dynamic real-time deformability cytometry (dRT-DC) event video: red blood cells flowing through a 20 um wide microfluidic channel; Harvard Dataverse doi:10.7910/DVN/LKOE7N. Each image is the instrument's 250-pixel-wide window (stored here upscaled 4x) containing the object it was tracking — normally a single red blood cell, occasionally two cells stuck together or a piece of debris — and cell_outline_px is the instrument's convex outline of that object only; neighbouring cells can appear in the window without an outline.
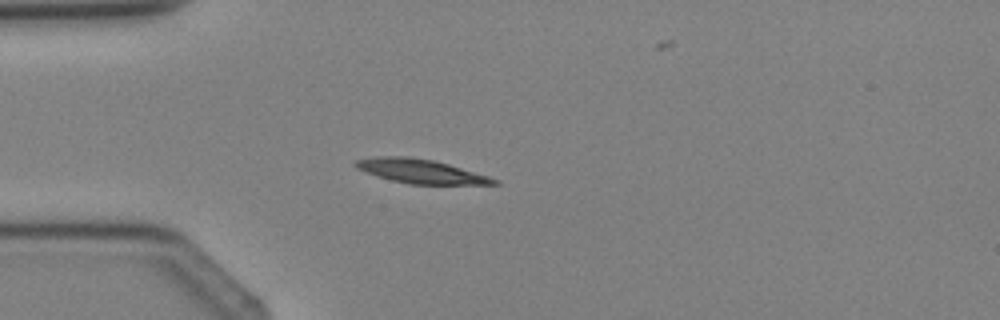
{"species": "Egyptian fruit bat (a non-hibernating species)", "species_latin": "Rousettus aegyptiacus", "temperature_condition": "cold", "stored_images_in_passage": 4, "camera_frame_rate_fps": 3000, "um_per_image_px": 0.085, "animal": {"sex": "female"}, "frame": {"image": 1, "passage_image": 4, "time_ms": 3.333, "image_size_px": [1000, 320], "cell_outline_px": [[500, 184], [408, 184], [376, 176], [356, 168], [352, 164], [356, 160], [376, 156], [408, 156], [432, 160], [448, 164], [488, 176], [500, 180]], "centroid_in_image_um": [35.72, 14.55], "position_along_channel_um": 49.3, "area_um2": 19.31}}